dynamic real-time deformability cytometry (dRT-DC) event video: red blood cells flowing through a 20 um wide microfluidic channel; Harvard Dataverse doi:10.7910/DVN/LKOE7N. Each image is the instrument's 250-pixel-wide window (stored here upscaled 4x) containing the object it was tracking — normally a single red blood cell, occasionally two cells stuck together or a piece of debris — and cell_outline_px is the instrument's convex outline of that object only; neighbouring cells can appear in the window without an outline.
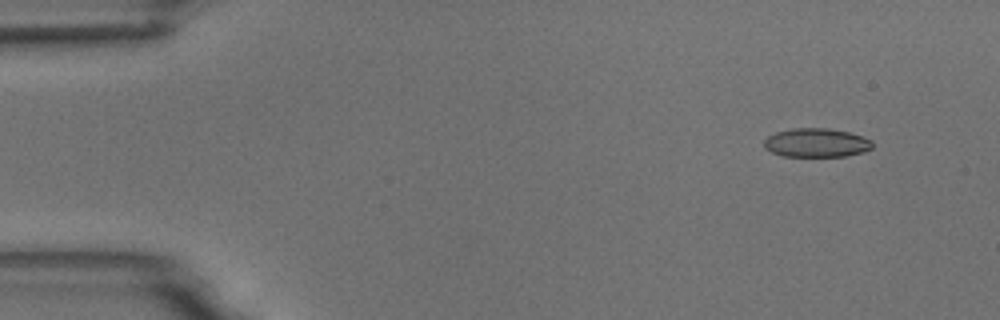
{"species": "common noctule bat (a hibernating species)", "species_latin": "Nyctalus noctula", "temperature_condition": "room temperature", "stored_images_in_passage": 5, "camera_frame_rate_fps": 3000, "um_per_image_px": 0.085, "animal": {"sex": "male", "body_mass_g": 18.8}, "frame": {"image": 1, "passage_image": 2, "time_ms": 1.333, "image_size_px": [1000, 320], "cell_outline_px": [[872, 148], [864, 152], [848, 156], [784, 156], [772, 152], [764, 148], [764, 140], [768, 136], [776, 132], [792, 128], [828, 128], [848, 132], [864, 136], [872, 140]], "centroid_in_image_um": [69.41, 12.13], "position_along_channel_um": 15.6, "area_um2": 18.32}}
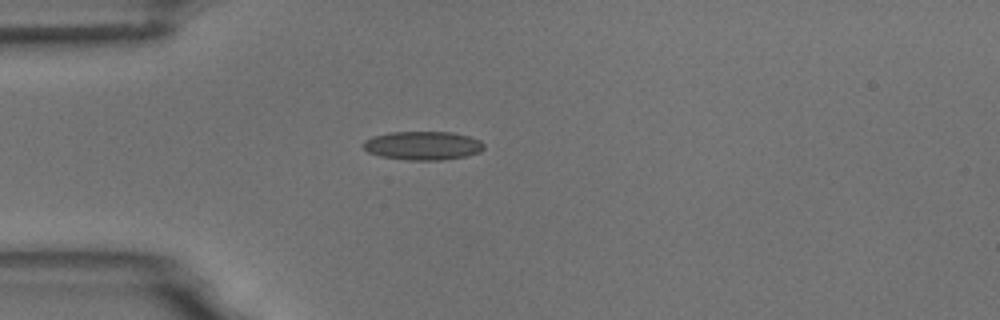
{"frame": {"image": 2, "passage_image": 5, "time_ms": 4.667, "image_size_px": [1000, 320], "cell_outline_px": [[484, 148], [480, 152], [464, 156], [444, 160], [408, 160], [380, 156], [368, 152], [360, 144], [364, 140], [372, 136], [388, 132], [452, 132], [468, 136], [480, 140], [484, 144]], "centroid_in_image_um": [35.91, 12.37], "position_along_channel_um": 49.1, "area_um2": 20.29}}